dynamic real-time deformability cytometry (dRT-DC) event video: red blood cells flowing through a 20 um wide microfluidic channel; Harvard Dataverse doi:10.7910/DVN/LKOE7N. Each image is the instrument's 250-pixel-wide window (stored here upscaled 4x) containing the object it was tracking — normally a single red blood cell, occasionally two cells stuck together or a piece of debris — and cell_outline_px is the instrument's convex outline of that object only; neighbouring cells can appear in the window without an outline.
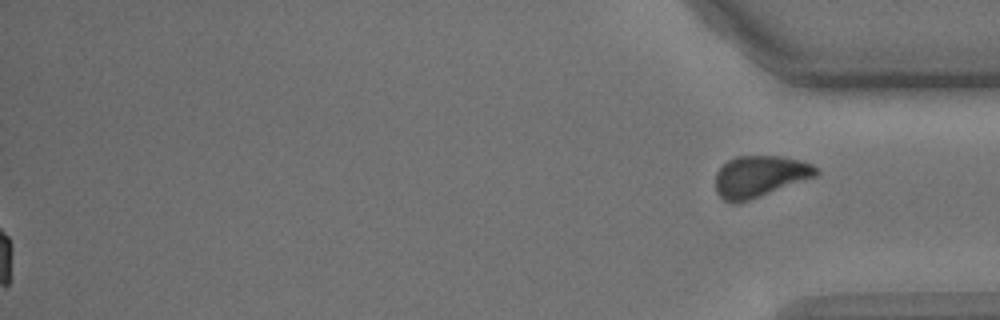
{"species": "common noctule bat (a hibernating species)", "species_latin": "Nyctalus noctula", "temperature_condition": "cold", "stored_images_in_passage": 57, "segment_of_instrument_passage": [2, 2], "camera_frame_rate_fps": 3000, "um_per_image_px": 0.085, "animal": {"sex": "male", "body_mass_g": 15.6}, "frame": {"image": 1, "passage_image": 57, "time_ms": 18.667, "image_size_px": [1000, 320], "cell_outline_px": [[820, 172], [816, 176], [740, 204], [732, 204], [724, 200], [716, 192], [716, 172], [728, 160], [736, 156], [784, 156], [800, 160], [812, 164], [820, 168]], "centroid_in_image_um": [64.59, 15.0], "position_along_channel_um": 370.6, "area_um2": 24.62}}